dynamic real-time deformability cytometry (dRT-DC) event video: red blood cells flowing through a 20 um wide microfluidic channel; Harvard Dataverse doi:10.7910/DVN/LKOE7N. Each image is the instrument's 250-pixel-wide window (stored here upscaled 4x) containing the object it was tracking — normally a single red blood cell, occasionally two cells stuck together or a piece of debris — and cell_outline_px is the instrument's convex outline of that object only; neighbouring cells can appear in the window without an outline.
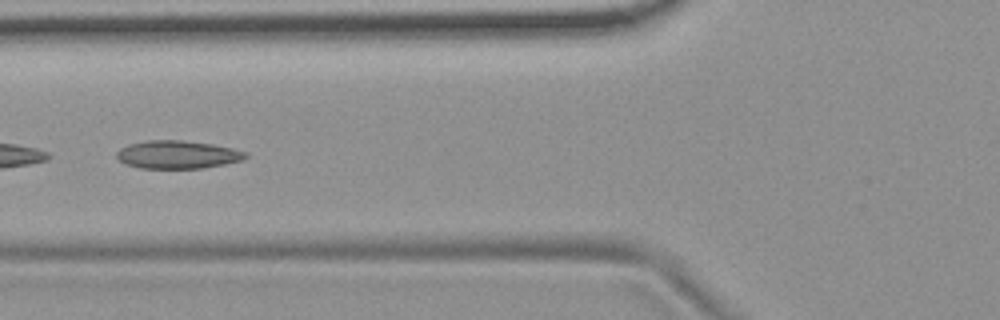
{"species": "common noctule bat (a hibernating species)", "species_latin": "Nyctalus noctula", "temperature_condition": "room temperature", "stored_images_in_passage": 7, "camera_frame_rate_fps": 3000, "um_per_image_px": 0.085, "animal": {"sex": "female", "body_mass_g": 19.9}, "frame": {"image": 1, "passage_image": 5, "time_ms": 1.333, "image_size_px": [1000, 320], "cell_outline_px": [[248, 156], [244, 160], [204, 168], [140, 168], [124, 164], [116, 156], [116, 152], [120, 148], [128, 144], [148, 140], [184, 140], [212, 144], [232, 148], [248, 152]], "centroid_in_image_um": [15.1, 13.14], "position_along_channel_um": 110.7, "area_um2": 21.21}}
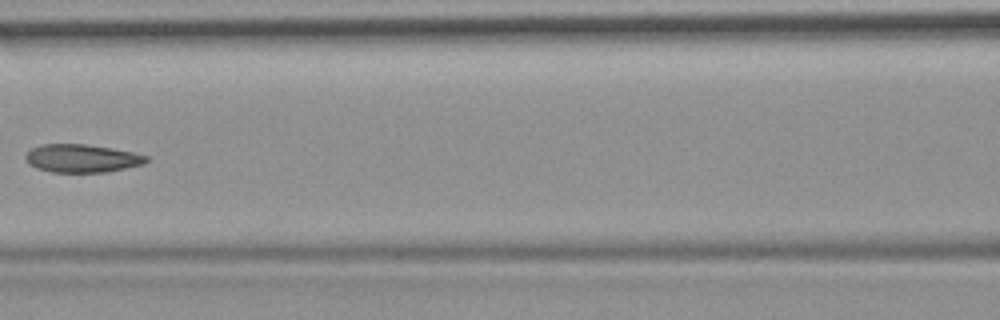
{"frame": {"image": 2, "passage_image": 6, "time_ms": 1.667, "image_size_px": [1000, 320], "cell_outline_px": [[148, 160], [144, 164], [104, 172], [52, 172], [36, 168], [28, 164], [24, 156], [32, 148], [40, 144], [84, 144], [112, 148], [132, 152], [148, 156]], "centroid_in_image_um": [6.93, 13.45], "position_along_channel_um": 159.7, "area_um2": 19.71}}
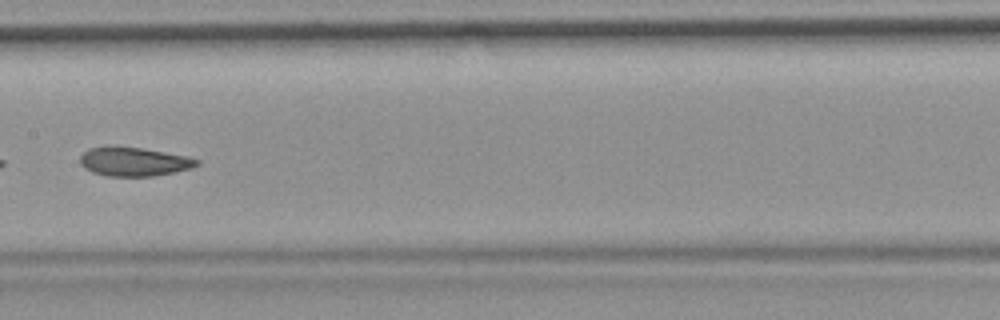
{"frame": {"image": 3, "passage_image": 7, "time_ms": 2.0, "image_size_px": [1000, 320], "cell_outline_px": [[200, 164], [192, 168], [176, 172], [152, 176], [108, 176], [92, 172], [84, 168], [80, 164], [80, 156], [88, 148], [112, 144], [144, 148], [188, 156], [200, 160]], "centroid_in_image_um": [11.37, 13.71], "position_along_channel_um": 196.0, "area_um2": 20.23}}